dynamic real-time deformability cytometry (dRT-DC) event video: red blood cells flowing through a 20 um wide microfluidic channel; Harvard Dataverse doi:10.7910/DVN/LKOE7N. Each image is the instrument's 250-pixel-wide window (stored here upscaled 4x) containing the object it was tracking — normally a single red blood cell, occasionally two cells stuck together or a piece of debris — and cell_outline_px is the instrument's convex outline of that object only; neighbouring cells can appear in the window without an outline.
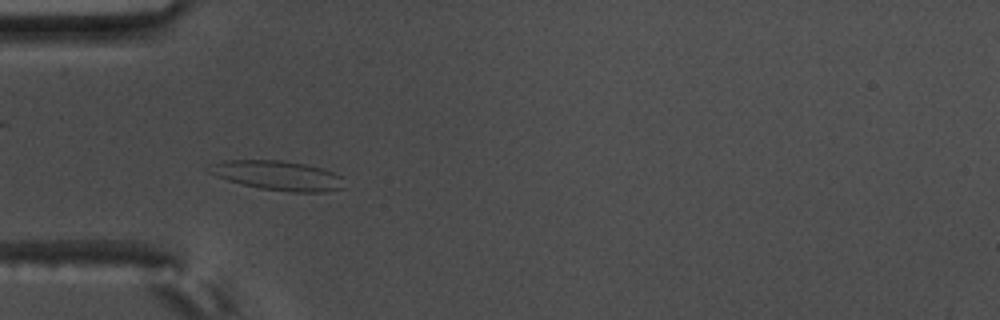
{"species": "common noctule bat (a hibernating species)", "species_latin": "Nyctalus noctula", "temperature_condition": "warm", "stored_images_in_passage": 55, "camera_frame_rate_fps": 3000, "um_per_image_px": 0.085, "animal": {"sex": "male", "body_mass_g": 17.5, "forearm_length_mm": 52.3}, "frame": {"image": 1, "passage_image": 15, "time_ms": 4.667, "image_size_px": [1000, 320], "cell_outline_px": [[344, 188], [324, 192], [288, 192], [260, 188], [228, 180], [216, 176], [208, 172], [208, 164], [224, 160], [280, 160], [308, 164], [332, 172], [340, 176]], "centroid_in_image_um": [23.58, 14.91], "position_along_channel_um": 61.4, "area_um2": 23.18}}
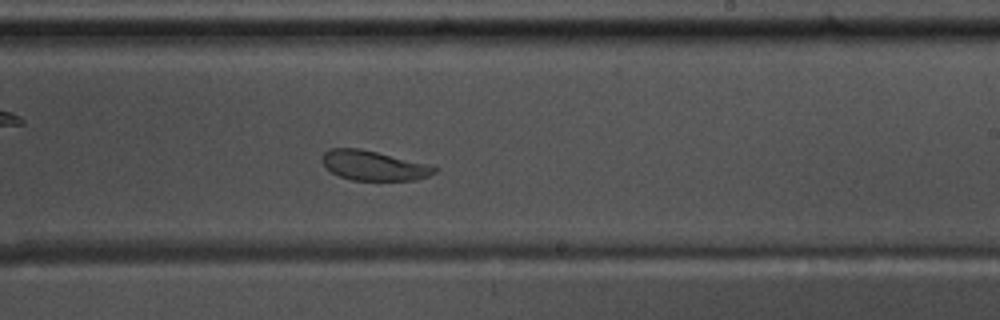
{"frame": {"image": 2, "passage_image": 32, "time_ms": 10.333, "image_size_px": [1000, 320], "cell_outline_px": [[440, 168], [436, 172], [428, 176], [416, 180], [352, 180], [340, 176], [324, 168], [320, 160], [324, 152], [328, 148], [360, 148]], "centroid_in_image_um": [31.68, 14.07], "position_along_channel_um": 257.3, "area_um2": 19.31}}
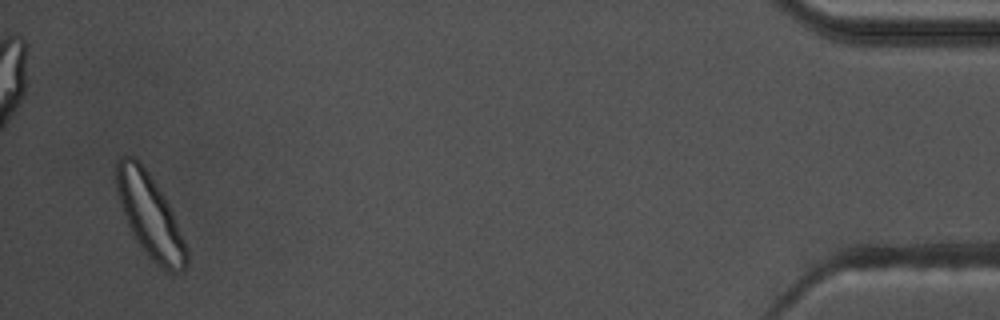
{"frame": {"image": 3, "passage_image": 53, "time_ms": 17.333, "image_size_px": [1000, 320], "cell_outline_px": [[188, 264], [184, 272], [172, 272], [164, 268], [152, 260], [148, 256], [136, 240], [128, 224], [120, 204], [116, 192], [116, 160], [120, 156], [136, 156], [148, 172], [164, 196], [172, 212], [188, 252]], "centroid_in_image_um": [12.72, 18.31], "position_along_channel_um": 422.5, "area_um2": 33.58}, "authors_computed_cell_mechanics": {"area_um2": 23.0044, "velocity_mm_per_s": 3.5203, "shape_relaxation_time_tau1_ms": 5.1199, "shape_relaxation_time_tau2_ms": 1.1861, "deformation_change_tau1": 0.1517, "deformation_change_tau2": 0.0627}}